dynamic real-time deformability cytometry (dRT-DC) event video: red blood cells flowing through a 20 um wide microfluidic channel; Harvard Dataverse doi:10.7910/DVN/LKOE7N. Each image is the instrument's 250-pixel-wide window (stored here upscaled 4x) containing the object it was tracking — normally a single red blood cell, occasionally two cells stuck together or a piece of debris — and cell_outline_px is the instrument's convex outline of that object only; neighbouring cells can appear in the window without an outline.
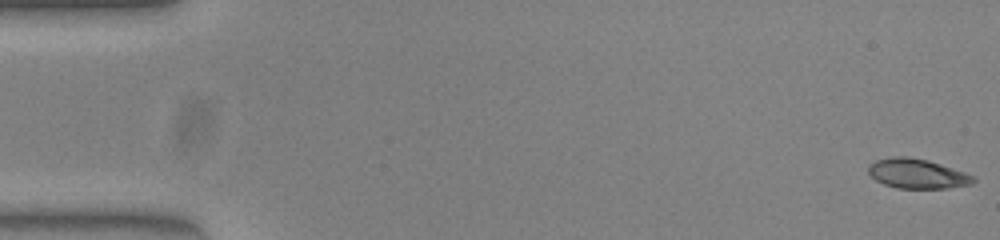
{"species": "common noctule bat (a hibernating species)", "species_latin": "Nyctalus noctula", "temperature_condition": "warm", "stored_images_in_passage": 53, "segment_of_instrument_passage": [1, 2], "camera_frame_rate_fps": 3000, "um_per_image_px": 0.085, "animal": {"sex": "female", "body_mass_g": 23.0, "forearm_length_mm": 53.4}, "frame": {"image": 1, "passage_image": 1, "time_ms": 0.0, "image_size_px": [1000, 240], "cell_outline_px": [[976, 180], [972, 184], [944, 188], [896, 188], [884, 184], [876, 180], [868, 172], [868, 164], [876, 160], [892, 156], [908, 156], [928, 160], [964, 172], [972, 176]], "centroid_in_image_um": [77.92, 14.75], "position_along_channel_um": 7.1, "area_um2": 18.03}}
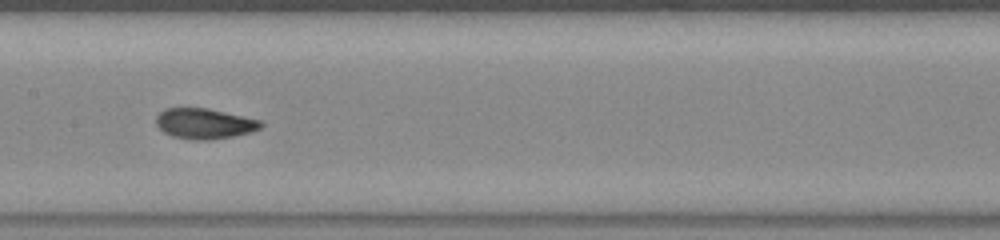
{"frame": {"image": 2, "passage_image": 26, "time_ms": 8.333, "image_size_px": [1000, 240], "cell_outline_px": [[264, 124], [260, 128], [252, 132], [232, 136], [208, 140], [192, 140], [172, 136], [164, 132], [156, 124], [156, 116], [160, 112], [168, 108], [204, 108], [260, 120]], "centroid_in_image_um": [17.36, 10.52], "position_along_channel_um": 190.0, "area_um2": 18.32}}
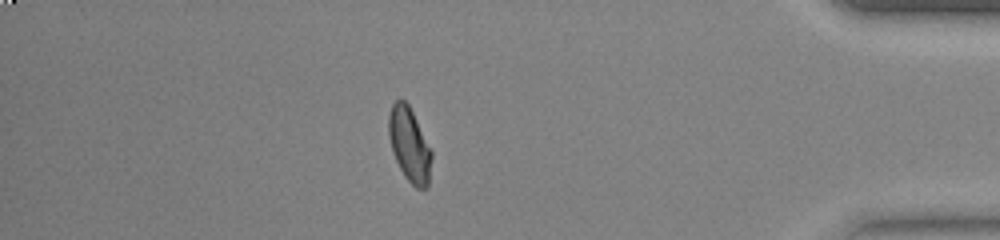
{"frame": {"image": 3, "passage_image": 45, "time_ms": 14.667, "image_size_px": [1000, 240], "cell_outline_px": [[432, 156], [428, 188], [416, 188], [404, 176], [396, 160], [388, 136], [388, 116], [392, 104], [396, 100], [404, 100], [408, 104], [432, 152]], "centroid_in_image_um": [34.79, 12.31], "position_along_channel_um": 400.4, "area_um2": 18.26}}